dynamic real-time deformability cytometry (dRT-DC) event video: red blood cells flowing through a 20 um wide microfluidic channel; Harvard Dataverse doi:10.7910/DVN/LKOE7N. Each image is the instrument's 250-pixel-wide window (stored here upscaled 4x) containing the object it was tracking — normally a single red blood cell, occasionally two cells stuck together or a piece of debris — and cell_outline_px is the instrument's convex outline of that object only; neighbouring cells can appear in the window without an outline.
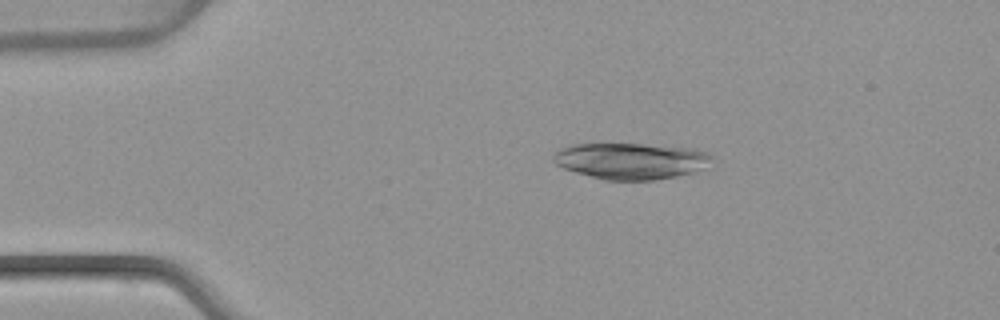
{"species": "common noctule bat (a hibernating species)", "species_latin": "Nyctalus noctula", "temperature_condition": "warm", "stored_images_in_passage": 4, "camera_frame_rate_fps": 3000, "um_per_image_px": 0.085, "animal": {"sex": "female", "body_mass_g": 22.7, "forearm_length_mm": 54.2}, "frame": {"image": 1, "passage_image": 3, "time_ms": 2.333, "image_size_px": [1000, 320], "cell_outline_px": [[712, 156], [708, 168], [676, 176], [652, 180], [604, 180], [576, 172], [564, 168], [556, 164], [552, 160], [552, 156], [556, 148], [572, 144], [644, 144], [696, 148], [708, 152]], "centroid_in_image_um": [53.62, 13.67], "position_along_channel_um": 31.4, "area_um2": 33.87}}